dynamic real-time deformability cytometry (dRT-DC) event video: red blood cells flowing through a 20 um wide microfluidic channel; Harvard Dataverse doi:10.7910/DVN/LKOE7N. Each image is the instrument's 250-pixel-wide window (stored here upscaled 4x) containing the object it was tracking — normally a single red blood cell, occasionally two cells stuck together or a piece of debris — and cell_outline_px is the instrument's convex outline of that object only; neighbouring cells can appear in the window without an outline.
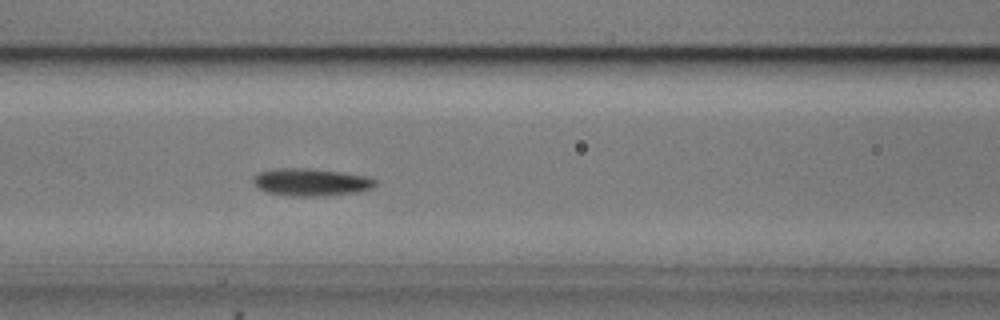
{"species": "common noctule bat (a hibernating species)", "species_latin": "Nyctalus noctula", "temperature_condition": "cold", "stored_images_in_passage": 41, "camera_frame_rate_fps": 3000, "um_per_image_px": 0.085, "animal": {"sex": "male", "body_mass_g": 20.5, "forearm_length_mm": 52.5}, "frame": {"image": 1, "passage_image": 12, "time_ms": 3.667, "image_size_px": [1000, 320], "cell_outline_px": [[376, 184], [372, 188], [360, 192], [316, 196], [292, 196], [264, 192], [256, 188], [252, 180], [252, 176], [260, 172], [288, 168], [308, 168], [340, 172], [368, 176], [376, 180]], "centroid_in_image_um": [26.42, 15.49], "position_along_channel_um": 140.2, "area_um2": 19.54}, "authors_computed_cell_mechanics": {"area_um2": 18.2648, "velocity_mm_per_s": 3.7064, "shape_relaxation_time_tau1_ms": 3.3105, "shape_relaxation_time_tau2_ms": null, "deformation_change_tau1": 0.0994, "deformation_change_tau2": null}}